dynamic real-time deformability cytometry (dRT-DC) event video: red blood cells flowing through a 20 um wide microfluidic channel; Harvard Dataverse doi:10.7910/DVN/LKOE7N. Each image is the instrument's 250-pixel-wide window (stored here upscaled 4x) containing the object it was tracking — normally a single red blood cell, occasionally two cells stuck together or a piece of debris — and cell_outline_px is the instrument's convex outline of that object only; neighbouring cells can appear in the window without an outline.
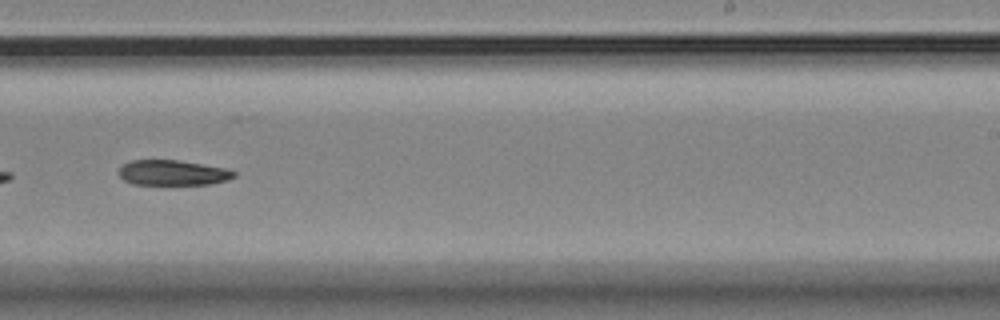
{"species": "Egyptian fruit bat (a non-hibernating species)", "species_latin": "Rousettus aegyptiacus", "temperature_condition": "room temperature", "stored_images_in_passage": 16, "camera_frame_rate_fps": 3000, "um_per_image_px": 0.085, "animal": {"sex": "female"}, "frame": {"image": 1, "passage_image": 10, "time_ms": 10.333, "image_size_px": [1000, 320], "cell_outline_px": [[236, 176], [228, 180], [208, 184], [132, 184], [124, 180], [116, 172], [124, 164], [132, 160], [176, 160], [224, 168], [236, 172]], "centroid_in_image_um": [14.65, 14.68], "position_along_channel_um": 274.3, "area_um2": 16.76}}
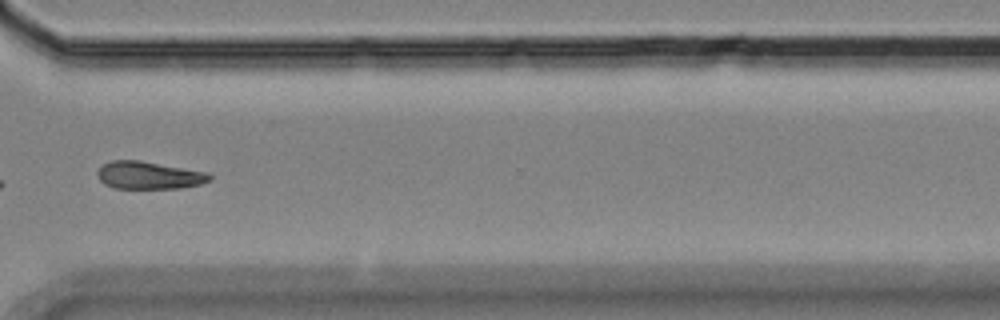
{"frame": {"image": 2, "passage_image": 12, "time_ms": 12.667, "image_size_px": [1000, 320], "cell_outline_px": [[212, 180], [200, 184], [180, 188], [116, 188], [104, 184], [100, 180], [96, 172], [104, 164], [112, 160], [140, 160], [208, 172], [212, 176]], "centroid_in_image_um": [12.68, 14.89], "position_along_channel_um": 357.9, "area_um2": 18.03}}
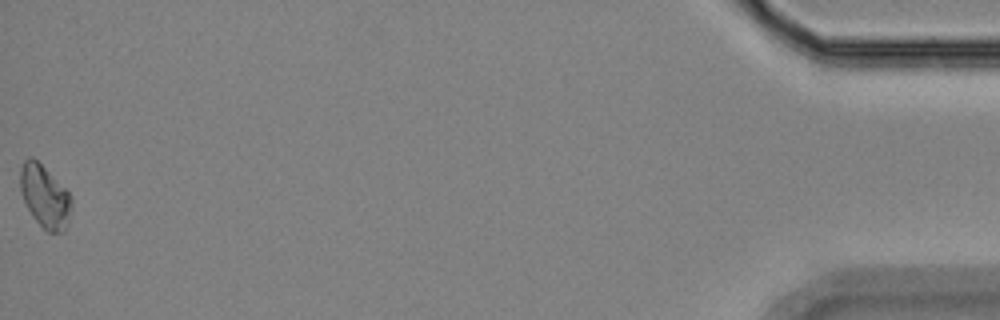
{"frame": {"image": 3, "passage_image": 16, "time_ms": 17.333, "image_size_px": [1000, 320], "cell_outline_px": [[72, 204], [64, 232], [48, 232], [32, 216], [24, 200], [20, 188], [20, 168], [24, 160], [28, 156], [32, 156], [68, 192], [72, 200]], "centroid_in_image_um": [3.79, 16.69], "position_along_channel_um": 431.4, "area_um2": 18.21}, "authors_computed_cell_mechanics": {"area_um2": 18.7272, "velocity_mm_per_s": 3.5816, "shape_relaxation_time_tau1_ms": 2.9649, "shape_relaxation_time_tau2_ms": null, "deformation_change_tau1": 0.0702, "deformation_change_tau2": null}}